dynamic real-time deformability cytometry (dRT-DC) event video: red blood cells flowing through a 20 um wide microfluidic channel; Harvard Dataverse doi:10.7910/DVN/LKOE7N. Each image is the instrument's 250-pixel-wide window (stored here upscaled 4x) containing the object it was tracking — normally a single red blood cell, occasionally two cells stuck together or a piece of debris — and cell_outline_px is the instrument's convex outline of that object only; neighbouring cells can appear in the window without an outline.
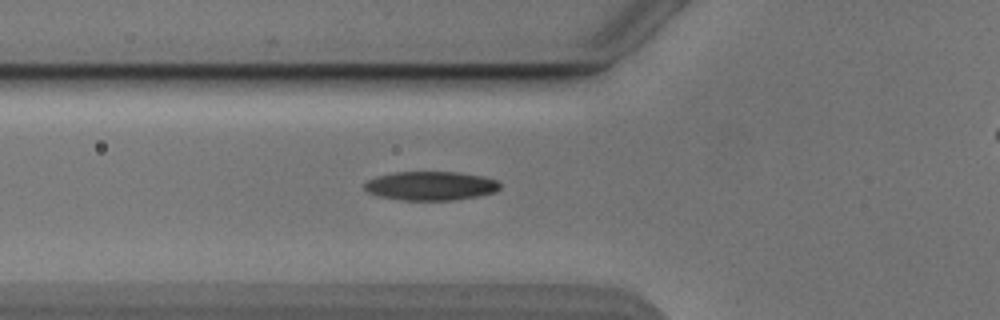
{"species": "Egyptian fruit bat (a non-hibernating species)", "species_latin": "Rousettus aegyptiacus", "temperature_condition": "cold", "stored_images_in_passage": 31, "camera_frame_rate_fps": 3000, "um_per_image_px": 0.085, "animal": {"sex": "male"}, "frame": {"image": 1, "passage_image": 2, "time_ms": 0.333, "image_size_px": [1000, 320], "cell_outline_px": [[500, 188], [496, 192], [480, 196], [456, 200], [400, 200], [380, 196], [368, 192], [364, 188], [364, 184], [368, 180], [376, 176], [392, 172], [460, 172], [484, 176], [496, 180], [500, 184]], "centroid_in_image_um": [36.64, 15.79], "position_along_channel_um": 89.2, "area_um2": 23.06}}
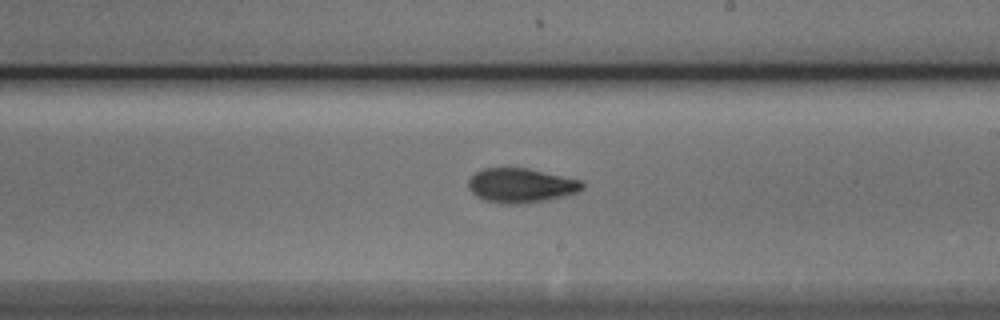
{"frame": {"image": 2, "passage_image": 14, "time_ms": 4.333, "image_size_px": [1000, 320], "cell_outline_px": [[584, 188], [576, 192], [564, 196], [524, 204], [500, 204], [484, 200], [476, 196], [468, 188], [468, 180], [476, 172], [484, 168], [528, 168], [580, 180], [584, 184]], "centroid_in_image_um": [44.25, 15.77], "position_along_channel_um": 244.7, "area_um2": 22.83}}
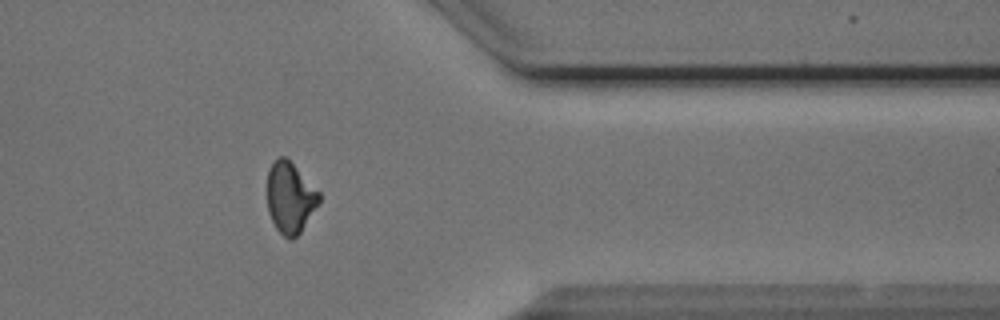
{"frame": {"image": 3, "passage_image": 26, "time_ms": 8.333, "image_size_px": [1000, 320], "cell_outline_px": [[320, 200], [300, 232], [292, 240], [288, 240], [276, 228], [268, 212], [268, 168], [280, 156], [284, 156], [320, 192]], "centroid_in_image_um": [24.65, 16.82], "position_along_channel_um": 386.8, "area_um2": 20.98}}